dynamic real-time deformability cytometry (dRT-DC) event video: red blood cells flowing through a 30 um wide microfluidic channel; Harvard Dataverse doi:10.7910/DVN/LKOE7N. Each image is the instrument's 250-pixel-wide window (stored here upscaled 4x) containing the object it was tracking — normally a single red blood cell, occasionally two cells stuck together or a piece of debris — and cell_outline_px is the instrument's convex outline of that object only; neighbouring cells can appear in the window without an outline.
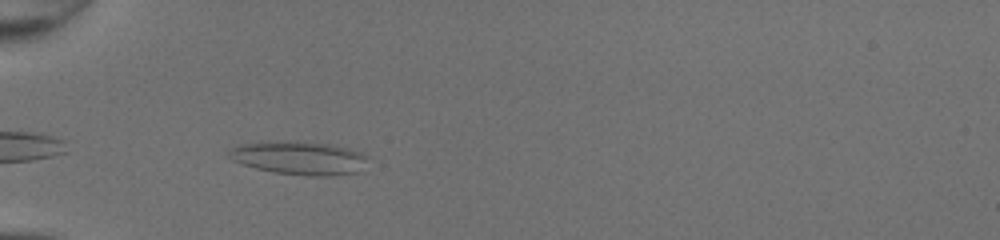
{"species": "common noctule bat (a hibernating species)", "species_latin": "Nyctalus noctula", "temperature_condition": "room temperature", "stored_images_in_passage": 29, "camera_frame_rate_fps": 3000, "um_per_image_px": 0.085, "animal": {"sex": "female", "body_mass_g": 20.0, "forearm_length_mm": 54.0}, "frame": {"image": 1, "passage_image": 3, "time_ms": 0.667, "image_size_px": [1000, 240], "cell_outline_px": [[372, 156], [356, 172], [332, 176], [312, 176], [276, 172], [256, 168], [232, 160], [228, 156], [228, 152], [232, 148], [244, 144], [288, 140], [304, 140], [332, 144], [348, 148]], "centroid_in_image_um": [25.5, 13.4], "position_along_channel_um": 59.5, "area_um2": 27.11}}
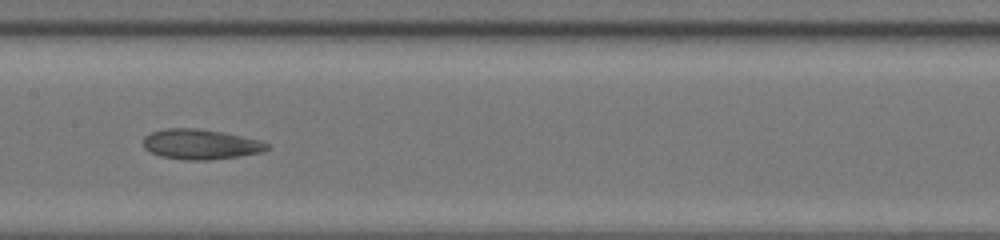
{"frame": {"image": 2, "passage_image": 13, "time_ms": 4.0, "image_size_px": [1000, 240], "cell_outline_px": [[268, 148], [260, 152], [240, 156], [208, 160], [184, 160], [160, 156], [144, 148], [144, 136], [152, 132], [164, 128], [196, 128], [224, 132], [260, 140], [268, 144]], "centroid_in_image_um": [17.03, 12.26], "position_along_channel_um": 190.4, "area_um2": 21.68}}
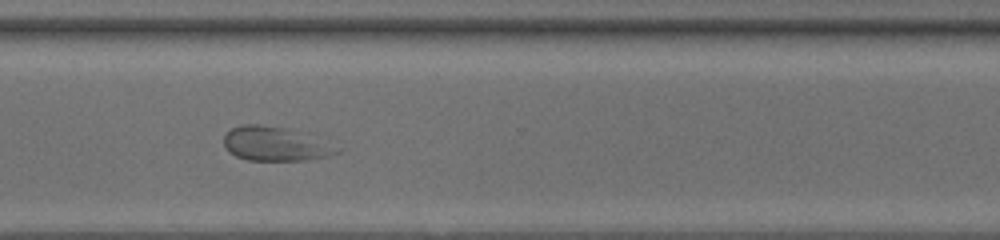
{"frame": {"image": 3, "passage_image": 24, "time_ms": 7.667, "image_size_px": [1000, 240], "cell_outline_px": [[344, 148], [340, 152], [324, 156], [304, 160], [248, 160], [236, 156], [228, 152], [224, 144], [224, 136], [232, 128], [244, 124], [256, 124], [284, 128]], "centroid_in_image_um": [23.36, 12.24], "position_along_channel_um": 347.2, "area_um2": 21.96}, "authors_computed_cell_mechanics": {"area_um2": 21.8484, "velocity_mm_per_s": 4.2902, "shape_relaxation_time_tau1_ms": null, "shape_relaxation_time_tau2_ms": 2.1912, "deformation_change_tau1": null, "deformation_change_tau2": 0.0848}}